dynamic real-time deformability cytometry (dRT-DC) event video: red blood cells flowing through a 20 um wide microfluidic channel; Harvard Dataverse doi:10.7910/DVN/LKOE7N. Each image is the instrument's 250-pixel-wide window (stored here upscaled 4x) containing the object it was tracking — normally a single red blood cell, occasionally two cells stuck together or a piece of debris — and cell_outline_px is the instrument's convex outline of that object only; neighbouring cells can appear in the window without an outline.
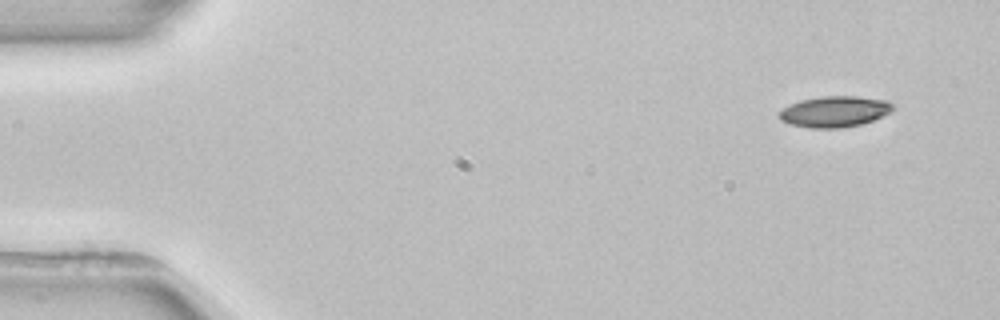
{"species": "common noctule bat (a hibernating species)", "species_latin": "Nyctalus noctula", "temperature_condition": "room temperature", "stored_images_in_passage": 4, "camera_frame_rate_fps": 3000, "um_per_image_px": 0.085, "animal": {"sex": "female", "body_mass_g": 22.7, "forearm_length_mm": 54.2}, "frame": {"image": 1, "passage_image": 1, "time_ms": 0.0, "image_size_px": [1000, 320], "cell_outline_px": [[892, 112], [872, 120], [860, 124], [840, 128], [808, 128], [788, 124], [780, 120], [776, 112], [800, 100], [820, 96], [856, 96], [888, 100], [892, 104]], "centroid_in_image_um": [70.9, 9.48], "position_along_channel_um": 14.1, "area_um2": 20.63}}
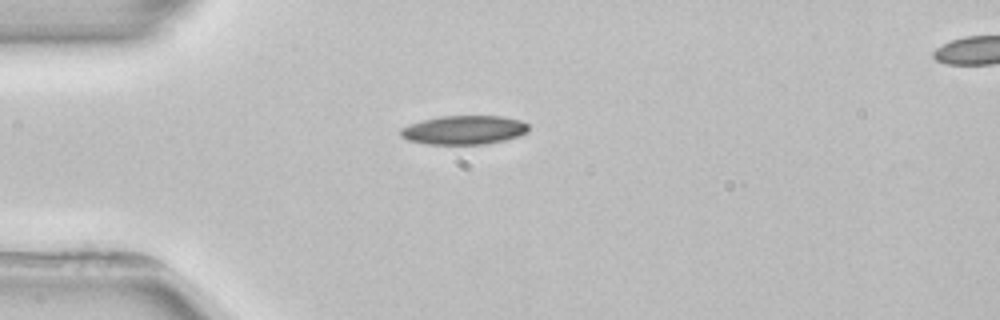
{"frame": {"image": 2, "passage_image": 3, "time_ms": 3.333, "image_size_px": [1000, 320], "cell_outline_px": [[528, 132], [504, 140], [484, 144], [428, 144], [408, 140], [400, 136], [400, 128], [408, 124], [440, 116], [500, 116], [520, 120], [528, 124]], "centroid_in_image_um": [39.41, 11.04], "position_along_channel_um": 45.6, "area_um2": 21.44}}